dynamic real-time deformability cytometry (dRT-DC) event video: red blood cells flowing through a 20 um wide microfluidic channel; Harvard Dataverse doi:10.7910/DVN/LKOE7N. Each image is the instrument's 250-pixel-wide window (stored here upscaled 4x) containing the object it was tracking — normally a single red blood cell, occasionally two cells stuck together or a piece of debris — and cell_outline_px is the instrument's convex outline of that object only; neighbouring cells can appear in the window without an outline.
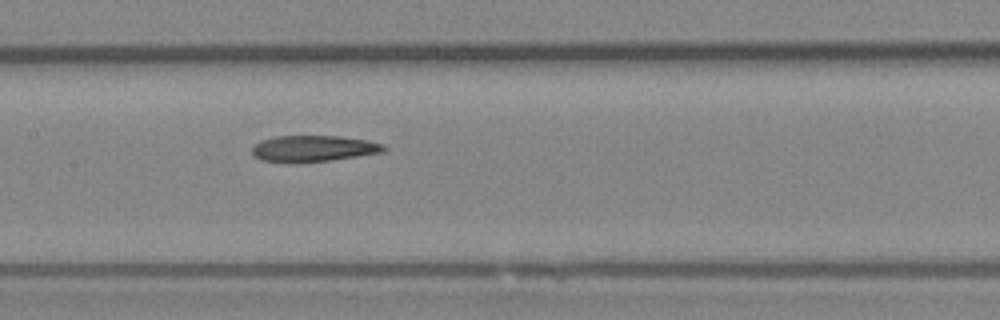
{"species": "Egyptian fruit bat (a non-hibernating species)", "species_latin": "Rousettus aegyptiacus", "temperature_condition": "room temperature", "stored_images_in_passage": 7, "camera_frame_rate_fps": 3000, "um_per_image_px": 0.085, "animal": {"sex": "female"}, "frame": {"image": 1, "passage_image": 7, "time_ms": 7.667, "image_size_px": [1000, 320], "cell_outline_px": [[388, 148], [380, 152], [332, 160], [260, 160], [252, 152], [252, 148], [260, 140], [276, 136], [340, 136], [368, 140], [384, 144]], "centroid_in_image_um": [26.69, 12.58], "position_along_channel_um": 180.7, "area_um2": 19.31}}